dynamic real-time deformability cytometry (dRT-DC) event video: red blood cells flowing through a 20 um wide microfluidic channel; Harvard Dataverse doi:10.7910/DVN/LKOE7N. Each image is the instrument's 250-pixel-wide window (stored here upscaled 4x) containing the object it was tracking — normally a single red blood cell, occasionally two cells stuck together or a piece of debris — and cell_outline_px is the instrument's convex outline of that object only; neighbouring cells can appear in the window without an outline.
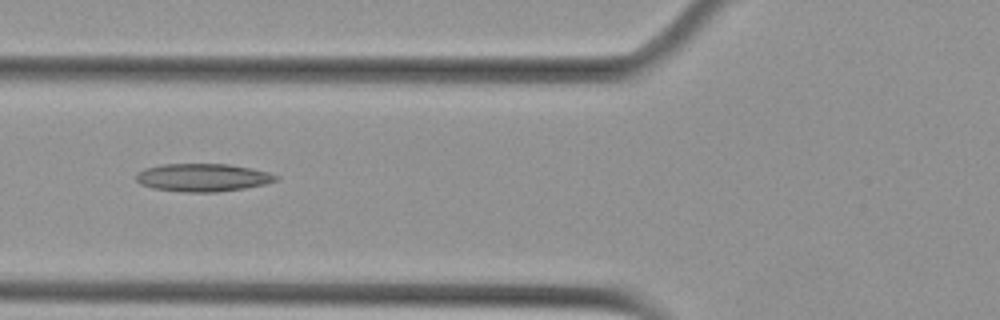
{"species": "Egyptian fruit bat (a non-hibernating species)", "species_latin": "Rousettus aegyptiacus", "temperature_condition": "cold", "stored_images_in_passage": 7, "camera_frame_rate_fps": 3000, "um_per_image_px": 0.085, "animal": {"sex": "female"}, "frame": {"image": 1, "passage_image": 6, "time_ms": 1.667, "image_size_px": [1000, 320], "cell_outline_px": [[280, 176], [276, 180], [264, 184], [244, 188], [216, 192], [184, 192], [152, 188], [140, 184], [136, 180], [136, 172], [144, 168], [160, 164], [228, 164], [252, 168], [268, 172]], "centroid_in_image_um": [17.2, 15.08], "position_along_channel_um": 108.6, "area_um2": 22.83}}
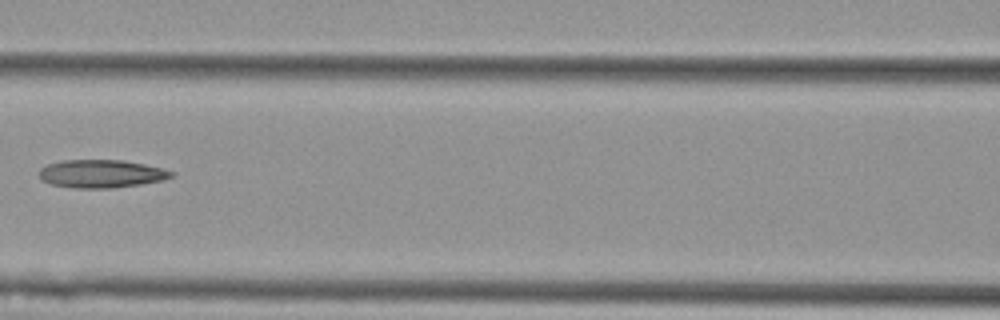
{"frame": {"image": 2, "passage_image": 7, "time_ms": 2.0, "image_size_px": [1000, 320], "cell_outline_px": [[176, 172], [172, 176], [164, 180], [140, 184], [112, 188], [76, 188], [52, 184], [44, 180], [40, 176], [40, 168], [48, 164], [60, 160], [124, 160], [144, 164]], "centroid_in_image_um": [8.63, 14.76], "position_along_channel_um": 158.0, "area_um2": 21.44}}